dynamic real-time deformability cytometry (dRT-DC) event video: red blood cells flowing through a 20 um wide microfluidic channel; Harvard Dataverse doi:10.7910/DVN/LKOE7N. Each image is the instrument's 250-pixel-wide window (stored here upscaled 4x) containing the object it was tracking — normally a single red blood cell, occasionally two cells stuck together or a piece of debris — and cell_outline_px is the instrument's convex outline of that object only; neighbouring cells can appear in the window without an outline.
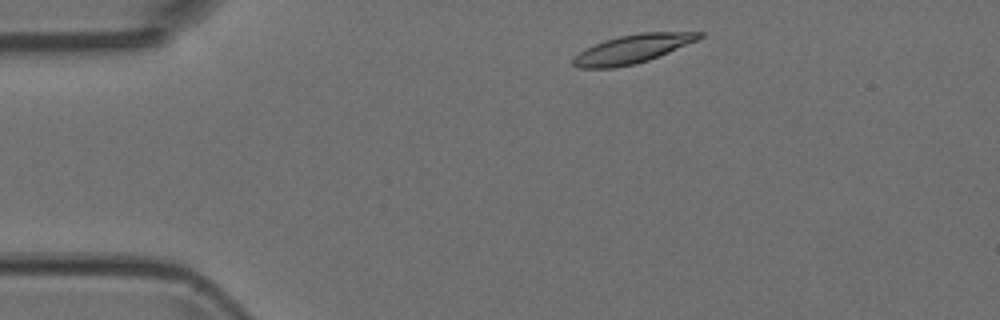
{"species": "Egyptian fruit bat (a non-hibernating species)", "species_latin": "Rousettus aegyptiacus", "temperature_condition": "room temperature", "stored_images_in_passage": 4, "camera_frame_rate_fps": 3000, "um_per_image_px": 0.085, "animal": {"sex": "female"}, "frame": {"image": 1, "passage_image": 1, "time_ms": 0.0, "image_size_px": [1000, 320], "cell_outline_px": [[704, 36], [696, 40], [668, 52], [648, 60], [636, 64], [612, 68], [580, 68], [572, 64], [572, 60], [580, 52], [604, 40], [620, 36], [640, 32], [704, 32]], "centroid_in_image_um": [53.76, 4.16], "position_along_channel_um": 31.2, "area_um2": 20.63}}
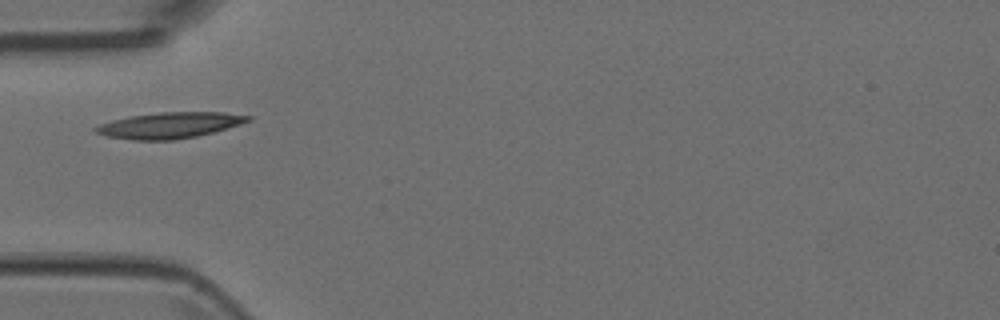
{"frame": {"image": 2, "passage_image": 3, "time_ms": 0.667, "image_size_px": [1000, 320], "cell_outline_px": [[252, 120], [228, 128], [196, 136], [172, 140], [132, 140], [108, 136], [96, 132], [92, 128], [100, 124], [112, 120], [128, 116], [160, 112], [224, 112], [252, 116]], "centroid_in_image_um": [14.42, 10.64], "position_along_channel_um": 70.6, "area_um2": 23.0}}
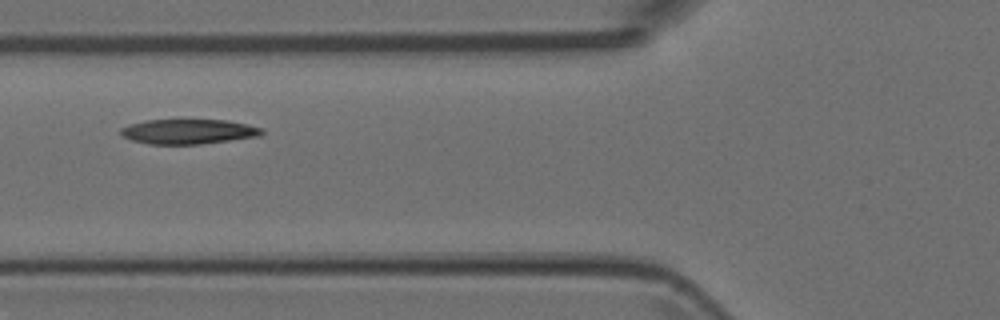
{"frame": {"image": 3, "passage_image": 4, "time_ms": 1.0, "image_size_px": [1000, 320], "cell_outline_px": [[264, 132], [260, 136], [200, 144], [148, 144], [132, 140], [124, 136], [120, 132], [120, 128], [128, 124], [148, 120], [228, 120], [248, 124], [264, 128]], "centroid_in_image_um": [16.04, 11.18], "position_along_channel_um": 109.8, "area_um2": 20.46}}